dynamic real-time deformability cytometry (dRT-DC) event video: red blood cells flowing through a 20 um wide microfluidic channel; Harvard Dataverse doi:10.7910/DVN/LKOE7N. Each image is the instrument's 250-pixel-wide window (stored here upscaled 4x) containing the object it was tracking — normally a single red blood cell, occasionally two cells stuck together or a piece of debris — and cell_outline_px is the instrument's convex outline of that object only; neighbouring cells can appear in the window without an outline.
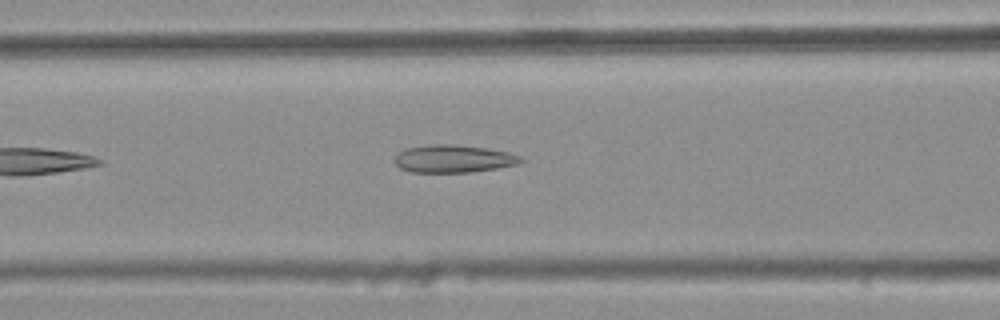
{"species": "common noctule bat (a hibernating species)", "species_latin": "Nyctalus noctula", "temperature_condition": "warm", "stored_images_in_passage": 6, "camera_frame_rate_fps": 3000, "um_per_image_px": 0.085, "animal": {"sex": "female", "body_mass_g": 25.1}, "frame": {"image": 1, "passage_image": 6, "time_ms": 1.667, "image_size_px": [1000, 320], "cell_outline_px": [[524, 160], [516, 164], [496, 168], [468, 172], [412, 172], [400, 168], [396, 164], [396, 156], [400, 152], [408, 148], [428, 144], [452, 144], [488, 148], [508, 152], [520, 156]], "centroid_in_image_um": [38.55, 13.48], "position_along_channel_um": 128.0, "area_um2": 20.11}}